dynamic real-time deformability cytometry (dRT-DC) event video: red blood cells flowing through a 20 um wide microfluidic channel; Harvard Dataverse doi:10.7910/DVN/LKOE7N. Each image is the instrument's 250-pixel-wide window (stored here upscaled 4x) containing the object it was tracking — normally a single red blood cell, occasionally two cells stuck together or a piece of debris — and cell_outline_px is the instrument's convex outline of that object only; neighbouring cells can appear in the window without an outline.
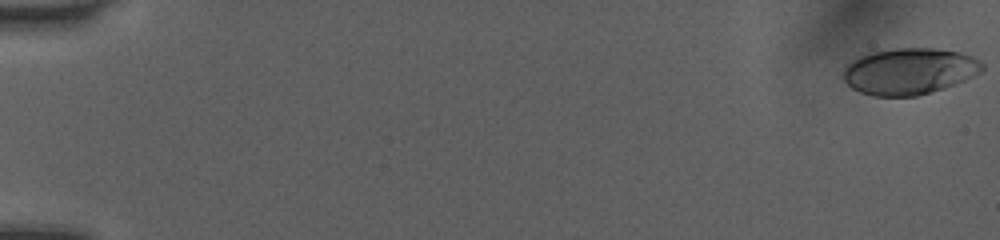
{"species": "human", "species_latin": "Homo sapiens", "temperature_condition": "room temperature", "stored_images_in_passage": 52, "camera_frame_rate_fps": 3000, "um_per_image_px": 0.085, "donor": {"sex": "female"}, "frame": {"image": 1, "passage_image": 1, "time_ms": 0.0, "image_size_px": [1000, 240], "cell_outline_px": [[984, 68], [980, 72], [964, 80], [944, 88], [916, 96], [872, 96], [860, 92], [852, 88], [844, 80], [844, 64], [868, 52], [892, 48], [932, 48], [960, 52], [972, 56], [980, 60], [984, 64]], "centroid_in_image_um": [77.27, 6.04], "position_along_channel_um": 7.7, "area_um2": 37.74}}
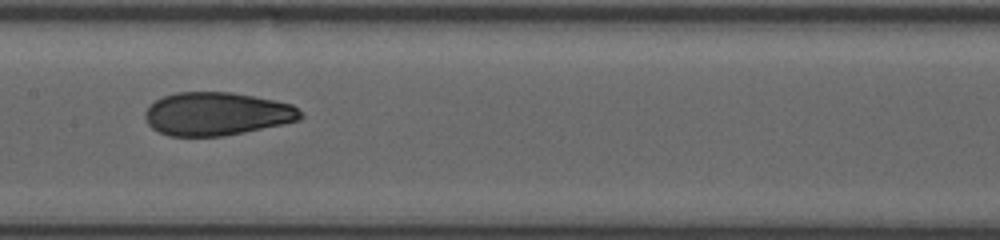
{"frame": {"image": 2, "passage_image": 28, "time_ms": 9.0, "image_size_px": [1000, 240], "cell_outline_px": [[304, 116], [300, 120], [284, 124], [224, 136], [168, 136], [152, 128], [148, 124], [144, 116], [144, 112], [156, 100], [164, 96], [176, 92], [232, 92], [276, 100], [292, 104], [304, 112]], "centroid_in_image_um": [18.47, 9.68], "position_along_channel_um": 188.9, "area_um2": 39.36}}
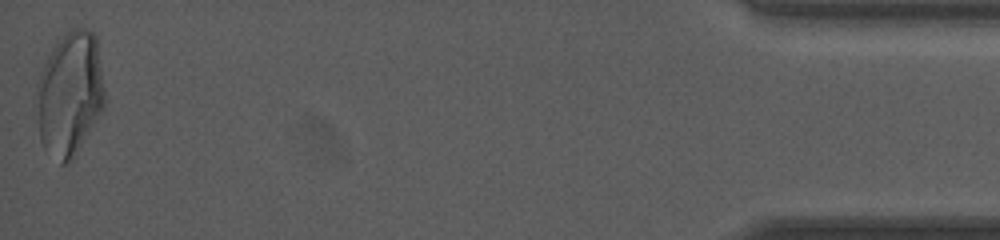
{"frame": {"image": 3, "passage_image": 52, "time_ms": 17.0, "image_size_px": [1000, 240], "cell_outline_px": [[104, 108], [68, 164], [60, 164], [44, 148], [40, 140], [36, 88], [36, 84], [40, 72], [48, 56], [56, 44], [72, 28], [88, 28], [96, 36], [104, 88]], "centroid_in_image_um": [5.93, 7.98], "position_along_channel_um": 429.3, "area_um2": 48.67}, "authors_computed_cell_mechanics": {"area_um2": 38.8994, "velocity_mm_per_s": 4.0574, "shape_relaxation_time_tau1_ms": 7.6438, "shape_relaxation_time_tau2_ms": 1.2445, "deformation_change_tau1": 0.2166, "deformation_change_tau2": 0.0719}}